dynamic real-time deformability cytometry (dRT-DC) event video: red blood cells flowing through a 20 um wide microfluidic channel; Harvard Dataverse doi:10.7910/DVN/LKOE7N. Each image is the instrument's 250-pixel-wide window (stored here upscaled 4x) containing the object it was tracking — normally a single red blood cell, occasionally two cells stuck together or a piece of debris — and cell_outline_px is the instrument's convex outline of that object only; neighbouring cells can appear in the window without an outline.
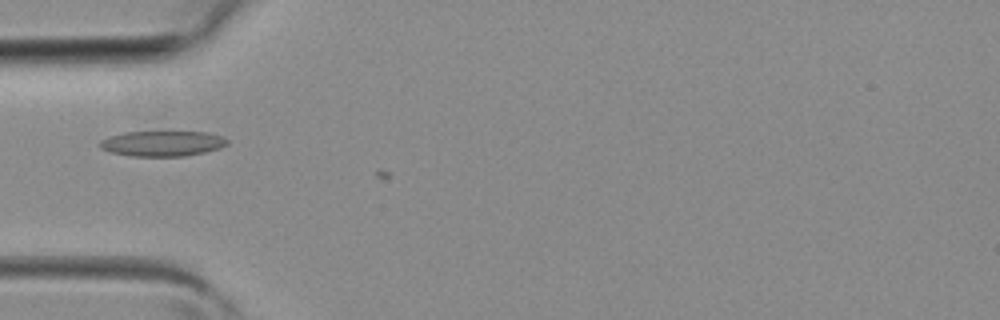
{"species": "common noctule bat (a hibernating species)", "species_latin": "Nyctalus noctula", "temperature_condition": "room temperature", "stored_images_in_passage": 4, "camera_frame_rate_fps": 3000, "um_per_image_px": 0.085, "animal": {"sex": "female", "body_mass_g": 19.3, "forearm_length_mm": 54.1}, "frame": {"image": 1, "passage_image": 4, "time_ms": 1.0, "image_size_px": [1000, 320], "cell_outline_px": [[228, 144], [220, 148], [204, 152], [184, 156], [132, 156], [112, 152], [100, 148], [100, 140], [124, 132], [208, 132], [224, 136], [228, 140]], "centroid_in_image_um": [13.85, 12.19], "position_along_channel_um": 71.1, "area_um2": 18.73}}